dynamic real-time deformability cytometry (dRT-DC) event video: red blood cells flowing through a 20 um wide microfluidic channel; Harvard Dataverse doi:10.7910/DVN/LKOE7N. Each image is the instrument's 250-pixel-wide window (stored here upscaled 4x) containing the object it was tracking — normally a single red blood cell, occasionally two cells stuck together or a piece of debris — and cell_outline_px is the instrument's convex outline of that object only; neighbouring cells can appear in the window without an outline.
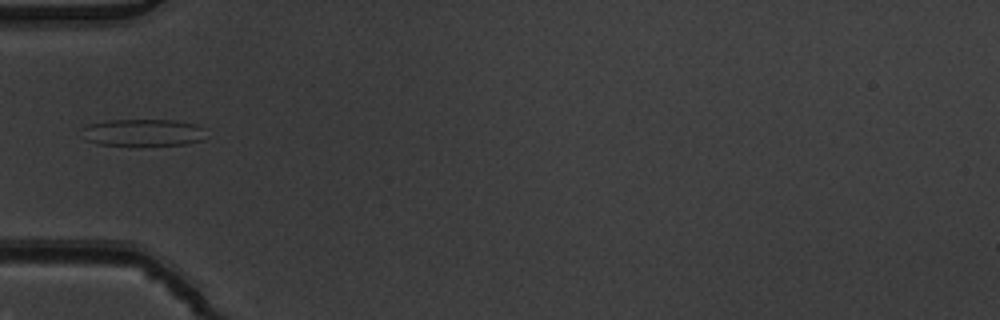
{"species": "common noctule bat (a hibernating species)", "species_latin": "Nyctalus noctula", "temperature_condition": "warm", "stored_images_in_passage": 2, "camera_frame_rate_fps": 3000, "um_per_image_px": 0.085, "animal": {"sex": "male", "body_mass_g": 19.5, "forearm_length_mm": 54.6}, "frame": {"image": 1, "passage_image": 2, "time_ms": 0.333, "image_size_px": [1000, 320], "cell_outline_px": [[204, 140], [188, 144], [140, 148], [136, 148], [100, 144], [84, 140], [84, 128], [88, 124], [108, 120], [176, 120], [196, 124], [204, 128]], "centroid_in_image_um": [12.19, 11.32], "position_along_channel_um": 72.8, "area_um2": 20.58}}